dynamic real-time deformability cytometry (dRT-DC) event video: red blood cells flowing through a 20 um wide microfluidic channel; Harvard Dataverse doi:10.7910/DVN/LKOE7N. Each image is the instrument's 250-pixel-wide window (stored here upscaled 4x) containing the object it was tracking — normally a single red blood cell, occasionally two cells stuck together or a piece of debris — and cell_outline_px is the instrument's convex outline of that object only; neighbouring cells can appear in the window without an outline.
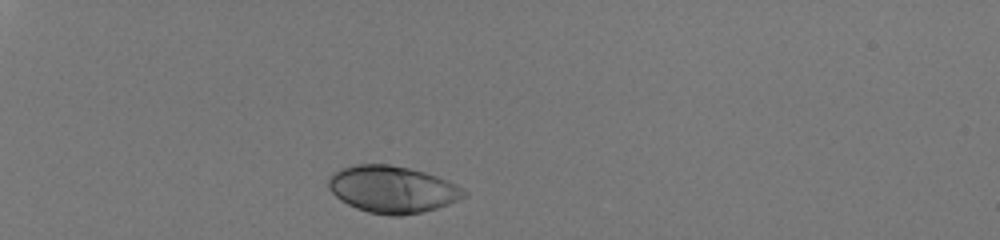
{"species": "human", "species_latin": "Homo sapiens", "temperature_condition": "room temperature", "stored_images_in_passage": 31, "camera_frame_rate_fps": 3000, "um_per_image_px": 0.085, "donor": {"sex": "male"}, "frame": {"image": 1, "passage_image": 1, "time_ms": 0.0, "image_size_px": [1000, 240], "cell_outline_px": [[468, 196], [448, 204], [424, 212], [400, 216], [388, 216], [368, 212], [356, 208], [340, 200], [328, 188], [328, 180], [340, 168], [356, 164], [388, 164], [408, 168], [424, 172], [448, 180], [464, 188], [468, 192]], "centroid_in_image_um": [33.38, 16.1], "position_along_channel_um": 51.6, "area_um2": 37.22}}
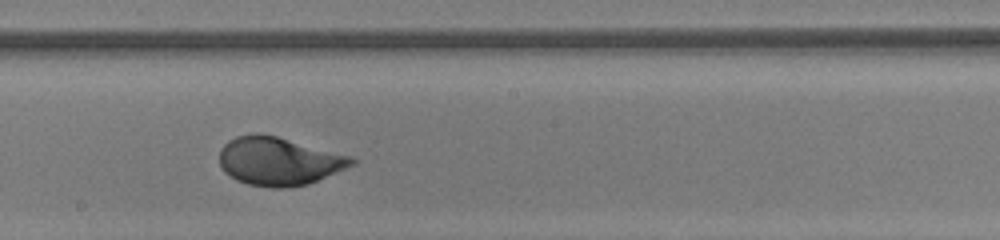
{"frame": {"image": 2, "passage_image": 18, "time_ms": 5.667, "image_size_px": [1000, 240], "cell_outline_px": [[356, 164], [308, 184], [288, 188], [272, 188], [248, 184], [236, 180], [224, 172], [220, 168], [220, 148], [228, 140], [236, 136], [256, 132], [260, 132], [276, 136], [352, 156], [356, 160]], "centroid_in_image_um": [23.68, 13.7], "position_along_channel_um": 224.5, "area_um2": 37.45}}
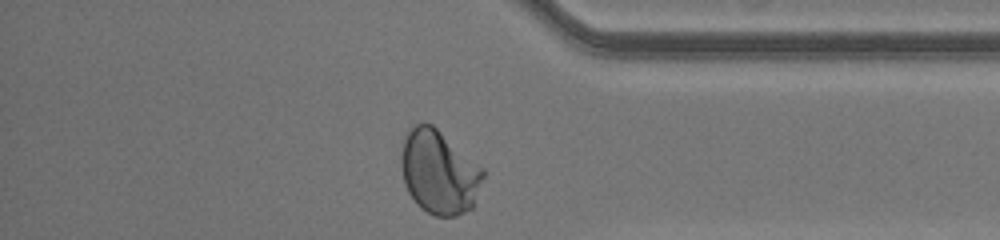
{"frame": {"image": 3, "passage_image": 31, "time_ms": 10.0, "image_size_px": [1000, 240], "cell_outline_px": [[484, 176], [472, 208], [456, 216], [436, 216], [420, 208], [416, 204], [408, 192], [404, 184], [400, 160], [400, 156], [404, 132], [408, 128], [416, 124], [432, 124], [484, 168]], "centroid_in_image_um": [37.29, 14.62], "position_along_channel_um": 397.9, "area_um2": 40.29}, "authors_computed_cell_mechanics": {"area_um2": 36.8186, "velocity_mm_per_s": 4.0923, "shape_relaxation_time_tau1_ms": 2.7547, "shape_relaxation_time_tau2_ms": null, "deformation_change_tau1": 0.1649, "deformation_change_tau2": null}}